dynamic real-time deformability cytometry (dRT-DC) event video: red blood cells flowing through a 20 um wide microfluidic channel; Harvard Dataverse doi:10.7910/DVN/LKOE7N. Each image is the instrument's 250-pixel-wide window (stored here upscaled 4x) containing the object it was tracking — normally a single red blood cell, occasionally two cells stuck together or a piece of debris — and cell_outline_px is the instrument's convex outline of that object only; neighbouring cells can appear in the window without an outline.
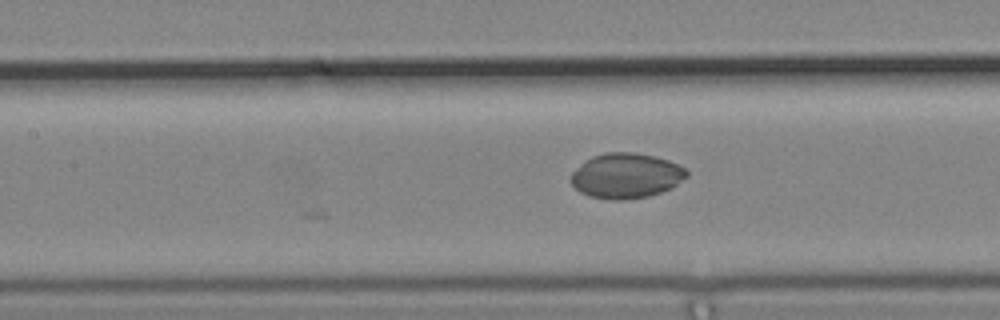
{"species": "common noctule bat (a hibernating species)", "species_latin": "Nyctalus noctula", "temperature_condition": "cold", "stored_images_in_passage": 9, "camera_frame_rate_fps": 3000, "um_per_image_px": 0.085, "animal": {"sex": "male", "body_mass_g": 19.2, "forearm_length_mm": 51.8}, "frame": {"image": 1, "passage_image": 9, "time_ms": 2.667, "image_size_px": [1000, 320], "cell_outline_px": [[688, 176], [672, 188], [648, 196], [624, 200], [608, 200], [588, 196], [580, 192], [568, 180], [568, 176], [572, 172], [592, 156], [604, 152], [632, 152], [656, 156], [668, 160], [684, 168], [688, 172]], "centroid_in_image_um": [53.2, 14.94], "position_along_channel_um": 154.2, "area_um2": 30.63}}